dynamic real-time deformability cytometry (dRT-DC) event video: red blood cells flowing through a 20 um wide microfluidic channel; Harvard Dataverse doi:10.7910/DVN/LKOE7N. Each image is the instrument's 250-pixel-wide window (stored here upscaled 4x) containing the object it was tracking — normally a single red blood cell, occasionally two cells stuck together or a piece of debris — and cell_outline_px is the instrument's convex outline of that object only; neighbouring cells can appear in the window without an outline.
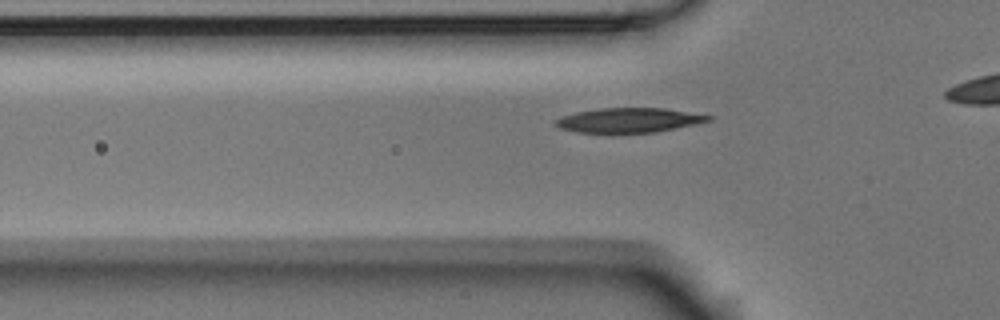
{"species": "Egyptian fruit bat (a non-hibernating species)", "species_latin": "Rousettus aegyptiacus", "temperature_condition": "room temperature", "stored_images_in_passage": 3, "segment_of_instrument_passage": [2, 2], "camera_frame_rate_fps": 3000, "um_per_image_px": 0.085, "animal": {"sex": "male"}, "frame": {"image": 1, "passage_image": 3, "time_ms": 0.667, "image_size_px": [1000, 320], "cell_outline_px": [[716, 116], [712, 120], [676, 128], [656, 132], [612, 136], [580, 132], [560, 128], [552, 120], [560, 116], [576, 112], [600, 108], [664, 108]], "centroid_in_image_um": [53.42, 10.26], "position_along_channel_um": 72.4, "area_um2": 22.89}}